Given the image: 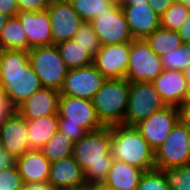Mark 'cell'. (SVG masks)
Returning a JSON list of instances; mask_svg holds the SVG:
<instances>
[{
	"mask_svg": "<svg viewBox=\"0 0 190 190\" xmlns=\"http://www.w3.org/2000/svg\"><path fill=\"white\" fill-rule=\"evenodd\" d=\"M59 97V91L51 88H41L19 105L16 111L25 120L54 115L58 112Z\"/></svg>",
	"mask_w": 190,
	"mask_h": 190,
	"instance_id": "cell-20",
	"label": "cell"
},
{
	"mask_svg": "<svg viewBox=\"0 0 190 190\" xmlns=\"http://www.w3.org/2000/svg\"><path fill=\"white\" fill-rule=\"evenodd\" d=\"M15 111L7 96L0 90V125Z\"/></svg>",
	"mask_w": 190,
	"mask_h": 190,
	"instance_id": "cell-37",
	"label": "cell"
},
{
	"mask_svg": "<svg viewBox=\"0 0 190 190\" xmlns=\"http://www.w3.org/2000/svg\"><path fill=\"white\" fill-rule=\"evenodd\" d=\"M162 72L161 56L155 54L144 39L130 42V59L125 77L129 83L152 82Z\"/></svg>",
	"mask_w": 190,
	"mask_h": 190,
	"instance_id": "cell-8",
	"label": "cell"
},
{
	"mask_svg": "<svg viewBox=\"0 0 190 190\" xmlns=\"http://www.w3.org/2000/svg\"><path fill=\"white\" fill-rule=\"evenodd\" d=\"M24 183L48 182L51 162L38 149H32L15 159Z\"/></svg>",
	"mask_w": 190,
	"mask_h": 190,
	"instance_id": "cell-21",
	"label": "cell"
},
{
	"mask_svg": "<svg viewBox=\"0 0 190 190\" xmlns=\"http://www.w3.org/2000/svg\"><path fill=\"white\" fill-rule=\"evenodd\" d=\"M73 157L85 172L87 186L103 184L112 161L111 126L87 132L74 144Z\"/></svg>",
	"mask_w": 190,
	"mask_h": 190,
	"instance_id": "cell-2",
	"label": "cell"
},
{
	"mask_svg": "<svg viewBox=\"0 0 190 190\" xmlns=\"http://www.w3.org/2000/svg\"><path fill=\"white\" fill-rule=\"evenodd\" d=\"M163 70L184 71L190 66V43H184L161 56Z\"/></svg>",
	"mask_w": 190,
	"mask_h": 190,
	"instance_id": "cell-29",
	"label": "cell"
},
{
	"mask_svg": "<svg viewBox=\"0 0 190 190\" xmlns=\"http://www.w3.org/2000/svg\"><path fill=\"white\" fill-rule=\"evenodd\" d=\"M29 63L40 78L43 88L60 92L68 68L61 58L58 47L54 44L35 47L28 51Z\"/></svg>",
	"mask_w": 190,
	"mask_h": 190,
	"instance_id": "cell-5",
	"label": "cell"
},
{
	"mask_svg": "<svg viewBox=\"0 0 190 190\" xmlns=\"http://www.w3.org/2000/svg\"><path fill=\"white\" fill-rule=\"evenodd\" d=\"M15 165V158L12 157L0 144V170Z\"/></svg>",
	"mask_w": 190,
	"mask_h": 190,
	"instance_id": "cell-41",
	"label": "cell"
},
{
	"mask_svg": "<svg viewBox=\"0 0 190 190\" xmlns=\"http://www.w3.org/2000/svg\"><path fill=\"white\" fill-rule=\"evenodd\" d=\"M144 40L158 56L169 53L183 44L178 31L162 27H159Z\"/></svg>",
	"mask_w": 190,
	"mask_h": 190,
	"instance_id": "cell-25",
	"label": "cell"
},
{
	"mask_svg": "<svg viewBox=\"0 0 190 190\" xmlns=\"http://www.w3.org/2000/svg\"><path fill=\"white\" fill-rule=\"evenodd\" d=\"M190 163V131L179 121L155 151V169L178 168Z\"/></svg>",
	"mask_w": 190,
	"mask_h": 190,
	"instance_id": "cell-7",
	"label": "cell"
},
{
	"mask_svg": "<svg viewBox=\"0 0 190 190\" xmlns=\"http://www.w3.org/2000/svg\"><path fill=\"white\" fill-rule=\"evenodd\" d=\"M58 130L65 133L74 143L80 141L87 133L83 127L73 124H59Z\"/></svg>",
	"mask_w": 190,
	"mask_h": 190,
	"instance_id": "cell-36",
	"label": "cell"
},
{
	"mask_svg": "<svg viewBox=\"0 0 190 190\" xmlns=\"http://www.w3.org/2000/svg\"><path fill=\"white\" fill-rule=\"evenodd\" d=\"M78 190H90V187H89V186H87V187H85V188L78 189Z\"/></svg>",
	"mask_w": 190,
	"mask_h": 190,
	"instance_id": "cell-51",
	"label": "cell"
},
{
	"mask_svg": "<svg viewBox=\"0 0 190 190\" xmlns=\"http://www.w3.org/2000/svg\"><path fill=\"white\" fill-rule=\"evenodd\" d=\"M89 187H90V190H116V189L110 188L104 184H94Z\"/></svg>",
	"mask_w": 190,
	"mask_h": 190,
	"instance_id": "cell-44",
	"label": "cell"
},
{
	"mask_svg": "<svg viewBox=\"0 0 190 190\" xmlns=\"http://www.w3.org/2000/svg\"><path fill=\"white\" fill-rule=\"evenodd\" d=\"M74 144L75 143L65 133L58 130L40 150L52 163L72 156Z\"/></svg>",
	"mask_w": 190,
	"mask_h": 190,
	"instance_id": "cell-27",
	"label": "cell"
},
{
	"mask_svg": "<svg viewBox=\"0 0 190 190\" xmlns=\"http://www.w3.org/2000/svg\"><path fill=\"white\" fill-rule=\"evenodd\" d=\"M146 3L148 0H126L125 2L121 4H139V3Z\"/></svg>",
	"mask_w": 190,
	"mask_h": 190,
	"instance_id": "cell-46",
	"label": "cell"
},
{
	"mask_svg": "<svg viewBox=\"0 0 190 190\" xmlns=\"http://www.w3.org/2000/svg\"><path fill=\"white\" fill-rule=\"evenodd\" d=\"M19 12L17 0H0V13L11 17H16Z\"/></svg>",
	"mask_w": 190,
	"mask_h": 190,
	"instance_id": "cell-38",
	"label": "cell"
},
{
	"mask_svg": "<svg viewBox=\"0 0 190 190\" xmlns=\"http://www.w3.org/2000/svg\"><path fill=\"white\" fill-rule=\"evenodd\" d=\"M111 151L118 161L145 171L155 169V151L135 126H111Z\"/></svg>",
	"mask_w": 190,
	"mask_h": 190,
	"instance_id": "cell-3",
	"label": "cell"
},
{
	"mask_svg": "<svg viewBox=\"0 0 190 190\" xmlns=\"http://www.w3.org/2000/svg\"><path fill=\"white\" fill-rule=\"evenodd\" d=\"M51 0H17L19 11L22 12H42L46 11Z\"/></svg>",
	"mask_w": 190,
	"mask_h": 190,
	"instance_id": "cell-35",
	"label": "cell"
},
{
	"mask_svg": "<svg viewBox=\"0 0 190 190\" xmlns=\"http://www.w3.org/2000/svg\"><path fill=\"white\" fill-rule=\"evenodd\" d=\"M25 30L28 40V51L35 47L52 45L50 16L48 11L22 12L16 15Z\"/></svg>",
	"mask_w": 190,
	"mask_h": 190,
	"instance_id": "cell-18",
	"label": "cell"
},
{
	"mask_svg": "<svg viewBox=\"0 0 190 190\" xmlns=\"http://www.w3.org/2000/svg\"><path fill=\"white\" fill-rule=\"evenodd\" d=\"M112 2H116L117 4H121L125 2L126 0H111Z\"/></svg>",
	"mask_w": 190,
	"mask_h": 190,
	"instance_id": "cell-50",
	"label": "cell"
},
{
	"mask_svg": "<svg viewBox=\"0 0 190 190\" xmlns=\"http://www.w3.org/2000/svg\"><path fill=\"white\" fill-rule=\"evenodd\" d=\"M90 23L99 38L101 46L134 40L120 4L110 12L97 15Z\"/></svg>",
	"mask_w": 190,
	"mask_h": 190,
	"instance_id": "cell-10",
	"label": "cell"
},
{
	"mask_svg": "<svg viewBox=\"0 0 190 190\" xmlns=\"http://www.w3.org/2000/svg\"><path fill=\"white\" fill-rule=\"evenodd\" d=\"M130 83L126 79H106L92 98L96 115L103 126L123 124L129 101Z\"/></svg>",
	"mask_w": 190,
	"mask_h": 190,
	"instance_id": "cell-4",
	"label": "cell"
},
{
	"mask_svg": "<svg viewBox=\"0 0 190 190\" xmlns=\"http://www.w3.org/2000/svg\"><path fill=\"white\" fill-rule=\"evenodd\" d=\"M59 124H73L83 127L87 132L103 127L97 118L91 100L60 95L58 102Z\"/></svg>",
	"mask_w": 190,
	"mask_h": 190,
	"instance_id": "cell-9",
	"label": "cell"
},
{
	"mask_svg": "<svg viewBox=\"0 0 190 190\" xmlns=\"http://www.w3.org/2000/svg\"><path fill=\"white\" fill-rule=\"evenodd\" d=\"M183 72L186 77L187 83H190V66L186 68Z\"/></svg>",
	"mask_w": 190,
	"mask_h": 190,
	"instance_id": "cell-48",
	"label": "cell"
},
{
	"mask_svg": "<svg viewBox=\"0 0 190 190\" xmlns=\"http://www.w3.org/2000/svg\"><path fill=\"white\" fill-rule=\"evenodd\" d=\"M190 12V0H179Z\"/></svg>",
	"mask_w": 190,
	"mask_h": 190,
	"instance_id": "cell-49",
	"label": "cell"
},
{
	"mask_svg": "<svg viewBox=\"0 0 190 190\" xmlns=\"http://www.w3.org/2000/svg\"><path fill=\"white\" fill-rule=\"evenodd\" d=\"M0 144L15 159L31 150L27 121L17 111L0 125Z\"/></svg>",
	"mask_w": 190,
	"mask_h": 190,
	"instance_id": "cell-15",
	"label": "cell"
},
{
	"mask_svg": "<svg viewBox=\"0 0 190 190\" xmlns=\"http://www.w3.org/2000/svg\"><path fill=\"white\" fill-rule=\"evenodd\" d=\"M23 185L16 165L0 170V190H19Z\"/></svg>",
	"mask_w": 190,
	"mask_h": 190,
	"instance_id": "cell-34",
	"label": "cell"
},
{
	"mask_svg": "<svg viewBox=\"0 0 190 190\" xmlns=\"http://www.w3.org/2000/svg\"><path fill=\"white\" fill-rule=\"evenodd\" d=\"M175 0H148L153 10L161 17Z\"/></svg>",
	"mask_w": 190,
	"mask_h": 190,
	"instance_id": "cell-40",
	"label": "cell"
},
{
	"mask_svg": "<svg viewBox=\"0 0 190 190\" xmlns=\"http://www.w3.org/2000/svg\"><path fill=\"white\" fill-rule=\"evenodd\" d=\"M185 102L190 103V83H187V90H186Z\"/></svg>",
	"mask_w": 190,
	"mask_h": 190,
	"instance_id": "cell-47",
	"label": "cell"
},
{
	"mask_svg": "<svg viewBox=\"0 0 190 190\" xmlns=\"http://www.w3.org/2000/svg\"><path fill=\"white\" fill-rule=\"evenodd\" d=\"M11 49L28 51L27 35L17 17L9 18L0 33V50Z\"/></svg>",
	"mask_w": 190,
	"mask_h": 190,
	"instance_id": "cell-24",
	"label": "cell"
},
{
	"mask_svg": "<svg viewBox=\"0 0 190 190\" xmlns=\"http://www.w3.org/2000/svg\"><path fill=\"white\" fill-rule=\"evenodd\" d=\"M152 83L166 105L185 103L187 80L183 71L163 70Z\"/></svg>",
	"mask_w": 190,
	"mask_h": 190,
	"instance_id": "cell-19",
	"label": "cell"
},
{
	"mask_svg": "<svg viewBox=\"0 0 190 190\" xmlns=\"http://www.w3.org/2000/svg\"><path fill=\"white\" fill-rule=\"evenodd\" d=\"M9 17L0 13V33L3 27L7 24Z\"/></svg>",
	"mask_w": 190,
	"mask_h": 190,
	"instance_id": "cell-45",
	"label": "cell"
},
{
	"mask_svg": "<svg viewBox=\"0 0 190 190\" xmlns=\"http://www.w3.org/2000/svg\"><path fill=\"white\" fill-rule=\"evenodd\" d=\"M43 88L29 63L26 50H0V90L16 109L34 92Z\"/></svg>",
	"mask_w": 190,
	"mask_h": 190,
	"instance_id": "cell-1",
	"label": "cell"
},
{
	"mask_svg": "<svg viewBox=\"0 0 190 190\" xmlns=\"http://www.w3.org/2000/svg\"><path fill=\"white\" fill-rule=\"evenodd\" d=\"M26 121L31 150H40L59 129L58 113Z\"/></svg>",
	"mask_w": 190,
	"mask_h": 190,
	"instance_id": "cell-23",
	"label": "cell"
},
{
	"mask_svg": "<svg viewBox=\"0 0 190 190\" xmlns=\"http://www.w3.org/2000/svg\"><path fill=\"white\" fill-rule=\"evenodd\" d=\"M145 170L113 159L104 185L116 190H137Z\"/></svg>",
	"mask_w": 190,
	"mask_h": 190,
	"instance_id": "cell-22",
	"label": "cell"
},
{
	"mask_svg": "<svg viewBox=\"0 0 190 190\" xmlns=\"http://www.w3.org/2000/svg\"><path fill=\"white\" fill-rule=\"evenodd\" d=\"M162 171L171 190H190V163Z\"/></svg>",
	"mask_w": 190,
	"mask_h": 190,
	"instance_id": "cell-32",
	"label": "cell"
},
{
	"mask_svg": "<svg viewBox=\"0 0 190 190\" xmlns=\"http://www.w3.org/2000/svg\"><path fill=\"white\" fill-rule=\"evenodd\" d=\"M47 11L54 45L72 40L84 22L68 0H51Z\"/></svg>",
	"mask_w": 190,
	"mask_h": 190,
	"instance_id": "cell-12",
	"label": "cell"
},
{
	"mask_svg": "<svg viewBox=\"0 0 190 190\" xmlns=\"http://www.w3.org/2000/svg\"><path fill=\"white\" fill-rule=\"evenodd\" d=\"M106 78L93 66V64L68 69L60 95L92 100L95 93L102 87Z\"/></svg>",
	"mask_w": 190,
	"mask_h": 190,
	"instance_id": "cell-11",
	"label": "cell"
},
{
	"mask_svg": "<svg viewBox=\"0 0 190 190\" xmlns=\"http://www.w3.org/2000/svg\"><path fill=\"white\" fill-rule=\"evenodd\" d=\"M181 37L182 43H190V13L181 27L177 30Z\"/></svg>",
	"mask_w": 190,
	"mask_h": 190,
	"instance_id": "cell-42",
	"label": "cell"
},
{
	"mask_svg": "<svg viewBox=\"0 0 190 190\" xmlns=\"http://www.w3.org/2000/svg\"><path fill=\"white\" fill-rule=\"evenodd\" d=\"M130 59V42L103 45L93 56V66L106 79H125Z\"/></svg>",
	"mask_w": 190,
	"mask_h": 190,
	"instance_id": "cell-14",
	"label": "cell"
},
{
	"mask_svg": "<svg viewBox=\"0 0 190 190\" xmlns=\"http://www.w3.org/2000/svg\"><path fill=\"white\" fill-rule=\"evenodd\" d=\"M84 22H91L97 15L112 11L118 4L111 0H68Z\"/></svg>",
	"mask_w": 190,
	"mask_h": 190,
	"instance_id": "cell-28",
	"label": "cell"
},
{
	"mask_svg": "<svg viewBox=\"0 0 190 190\" xmlns=\"http://www.w3.org/2000/svg\"><path fill=\"white\" fill-rule=\"evenodd\" d=\"M134 39H145L155 30L161 27V17L153 10L151 5L120 4Z\"/></svg>",
	"mask_w": 190,
	"mask_h": 190,
	"instance_id": "cell-16",
	"label": "cell"
},
{
	"mask_svg": "<svg viewBox=\"0 0 190 190\" xmlns=\"http://www.w3.org/2000/svg\"><path fill=\"white\" fill-rule=\"evenodd\" d=\"M189 13L179 0H175L161 16V27L177 31L187 19Z\"/></svg>",
	"mask_w": 190,
	"mask_h": 190,
	"instance_id": "cell-30",
	"label": "cell"
},
{
	"mask_svg": "<svg viewBox=\"0 0 190 190\" xmlns=\"http://www.w3.org/2000/svg\"><path fill=\"white\" fill-rule=\"evenodd\" d=\"M19 190H54L48 182L24 183Z\"/></svg>",
	"mask_w": 190,
	"mask_h": 190,
	"instance_id": "cell-43",
	"label": "cell"
},
{
	"mask_svg": "<svg viewBox=\"0 0 190 190\" xmlns=\"http://www.w3.org/2000/svg\"><path fill=\"white\" fill-rule=\"evenodd\" d=\"M137 190H171L162 170L145 171Z\"/></svg>",
	"mask_w": 190,
	"mask_h": 190,
	"instance_id": "cell-33",
	"label": "cell"
},
{
	"mask_svg": "<svg viewBox=\"0 0 190 190\" xmlns=\"http://www.w3.org/2000/svg\"><path fill=\"white\" fill-rule=\"evenodd\" d=\"M166 106L152 82L130 83L129 101L123 125L135 126Z\"/></svg>",
	"mask_w": 190,
	"mask_h": 190,
	"instance_id": "cell-6",
	"label": "cell"
},
{
	"mask_svg": "<svg viewBox=\"0 0 190 190\" xmlns=\"http://www.w3.org/2000/svg\"><path fill=\"white\" fill-rule=\"evenodd\" d=\"M178 121L190 131V103L185 102L177 106Z\"/></svg>",
	"mask_w": 190,
	"mask_h": 190,
	"instance_id": "cell-39",
	"label": "cell"
},
{
	"mask_svg": "<svg viewBox=\"0 0 190 190\" xmlns=\"http://www.w3.org/2000/svg\"><path fill=\"white\" fill-rule=\"evenodd\" d=\"M178 122L176 106L165 108L152 113L148 118L135 125L150 147L156 151L167 139L174 125Z\"/></svg>",
	"mask_w": 190,
	"mask_h": 190,
	"instance_id": "cell-13",
	"label": "cell"
},
{
	"mask_svg": "<svg viewBox=\"0 0 190 190\" xmlns=\"http://www.w3.org/2000/svg\"><path fill=\"white\" fill-rule=\"evenodd\" d=\"M74 42H78L92 56H94L101 48L98 36L95 34L93 26L90 22H83L74 37Z\"/></svg>",
	"mask_w": 190,
	"mask_h": 190,
	"instance_id": "cell-31",
	"label": "cell"
},
{
	"mask_svg": "<svg viewBox=\"0 0 190 190\" xmlns=\"http://www.w3.org/2000/svg\"><path fill=\"white\" fill-rule=\"evenodd\" d=\"M68 69L85 67L93 64V56L78 42L64 41L56 45Z\"/></svg>",
	"mask_w": 190,
	"mask_h": 190,
	"instance_id": "cell-26",
	"label": "cell"
},
{
	"mask_svg": "<svg viewBox=\"0 0 190 190\" xmlns=\"http://www.w3.org/2000/svg\"><path fill=\"white\" fill-rule=\"evenodd\" d=\"M48 183L54 190H78L87 187L85 172L73 155L51 163Z\"/></svg>",
	"mask_w": 190,
	"mask_h": 190,
	"instance_id": "cell-17",
	"label": "cell"
}]
</instances>
